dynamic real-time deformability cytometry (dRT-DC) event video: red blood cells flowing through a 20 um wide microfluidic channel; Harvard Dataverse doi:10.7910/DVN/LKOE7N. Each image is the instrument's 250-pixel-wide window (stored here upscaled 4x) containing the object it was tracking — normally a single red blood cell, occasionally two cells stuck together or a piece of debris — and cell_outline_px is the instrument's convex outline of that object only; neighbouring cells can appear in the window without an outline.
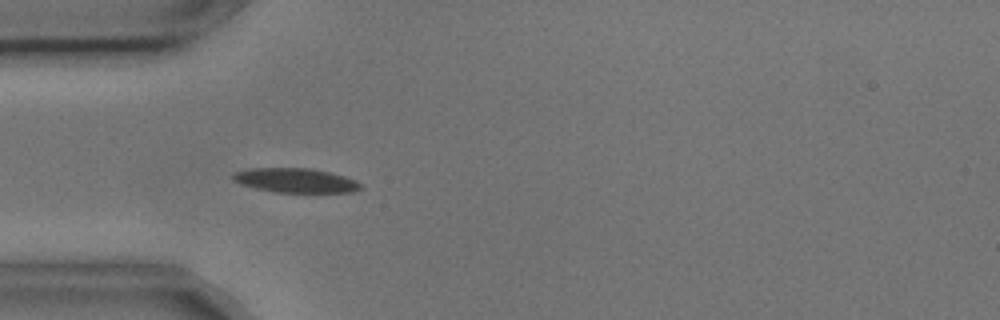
{"species": "common noctule bat (a hibernating species)", "species_latin": "Nyctalus noctula", "temperature_condition": "cold", "stored_images_in_passage": 4, "camera_frame_rate_fps": 3000, "um_per_image_px": 0.085, "animal": {"sex": "male", "body_mass_g": 17.9, "forearm_length_mm": 54.2}, "frame": {"image": 1, "passage_image": 2, "time_ms": 0.333, "image_size_px": [1000, 320], "cell_outline_px": [[364, 188], [352, 192], [276, 192], [256, 188], [240, 184], [232, 180], [232, 172], [248, 168], [312, 168], [344, 176], [356, 180], [364, 184]], "centroid_in_image_um": [25.13, 15.33], "position_along_channel_um": 59.9, "area_um2": 18.32}}